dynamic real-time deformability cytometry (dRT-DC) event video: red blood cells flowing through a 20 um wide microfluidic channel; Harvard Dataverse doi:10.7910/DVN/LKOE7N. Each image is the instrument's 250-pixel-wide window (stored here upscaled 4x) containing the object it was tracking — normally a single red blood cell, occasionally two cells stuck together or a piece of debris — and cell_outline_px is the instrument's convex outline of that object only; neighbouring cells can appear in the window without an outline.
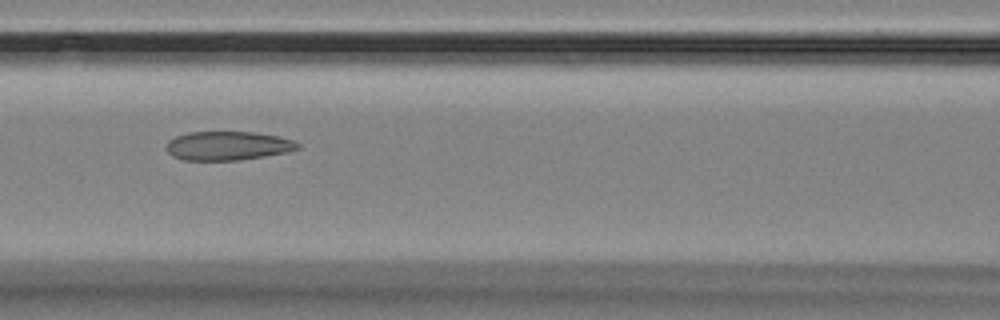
{"species": "Egyptian fruit bat (a non-hibernating species)", "species_latin": "Rousettus aegyptiacus", "temperature_condition": "room temperature", "stored_images_in_passage": 8, "camera_frame_rate_fps": 3000, "um_per_image_px": 0.085, "animal": {"sex": "female"}, "frame": {"image": 1, "passage_image": 4, "time_ms": 3.333, "image_size_px": [1000, 320], "cell_outline_px": [[300, 148], [288, 152], [240, 160], [184, 160], [172, 156], [168, 152], [168, 140], [176, 136], [188, 132], [252, 132], [276, 136], [292, 140], [300, 144]], "centroid_in_image_um": [19.36, 12.39], "position_along_channel_um": 147.2, "area_um2": 21.96}}
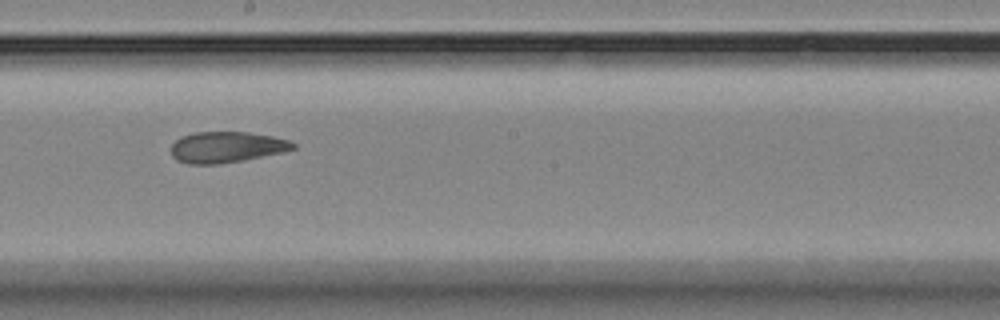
{"frame": {"image": 2, "passage_image": 6, "time_ms": 5.667, "image_size_px": [1000, 320], "cell_outline_px": [[296, 148], [280, 152], [240, 160], [216, 164], [188, 164], [176, 160], [172, 156], [172, 144], [180, 136], [196, 132], [248, 132], [272, 136], [288, 140], [296, 144]], "centroid_in_image_um": [19.21, 12.49], "position_along_channel_um": 229.0, "area_um2": 21.73}}
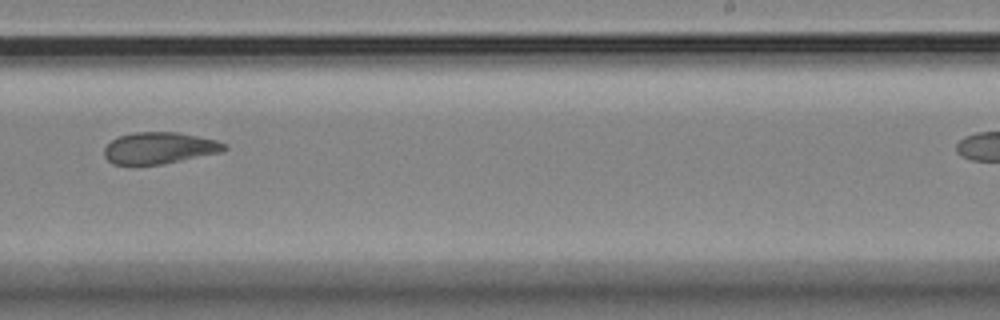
{"frame": {"image": 3, "passage_image": 7, "time_ms": 7.0, "image_size_px": [1000, 320], "cell_outline_px": [[228, 148], [220, 152], [164, 164], [112, 164], [104, 156], [104, 148], [112, 140], [120, 136], [132, 132], [176, 132], [216, 140], [228, 144]], "centroid_in_image_um": [13.55, 12.58], "position_along_channel_um": 275.5, "area_um2": 21.96}}